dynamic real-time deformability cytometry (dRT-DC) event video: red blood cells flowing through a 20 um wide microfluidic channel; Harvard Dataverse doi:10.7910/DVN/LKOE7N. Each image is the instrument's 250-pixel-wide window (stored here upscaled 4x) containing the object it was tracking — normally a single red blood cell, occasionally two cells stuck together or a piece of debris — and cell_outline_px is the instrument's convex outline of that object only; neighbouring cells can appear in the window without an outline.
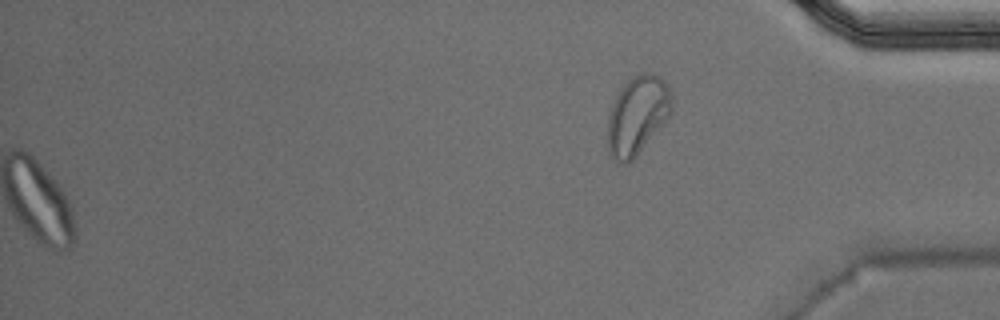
{"species": "Egyptian fruit bat (a non-hibernating species)", "species_latin": "Rousettus aegyptiacus", "temperature_condition": "warm", "stored_images_in_passage": 52, "segment_of_instrument_passage": [2, 2], "camera_frame_rate_fps": 3000, "um_per_image_px": 0.085, "animal": {"sex": "male"}, "frame": {"image": 1, "passage_image": 52, "time_ms": 17.0, "image_size_px": [1000, 320], "cell_outline_px": [[672, 108], [668, 116], [636, 156], [628, 164], [616, 164], [608, 152], [608, 116], [612, 100], [620, 88], [632, 76], [640, 72], [648, 72], [660, 76], [664, 80], [672, 96]], "centroid_in_image_um": [54.13, 9.79], "position_along_channel_um": 381.1, "area_um2": 29.42}}